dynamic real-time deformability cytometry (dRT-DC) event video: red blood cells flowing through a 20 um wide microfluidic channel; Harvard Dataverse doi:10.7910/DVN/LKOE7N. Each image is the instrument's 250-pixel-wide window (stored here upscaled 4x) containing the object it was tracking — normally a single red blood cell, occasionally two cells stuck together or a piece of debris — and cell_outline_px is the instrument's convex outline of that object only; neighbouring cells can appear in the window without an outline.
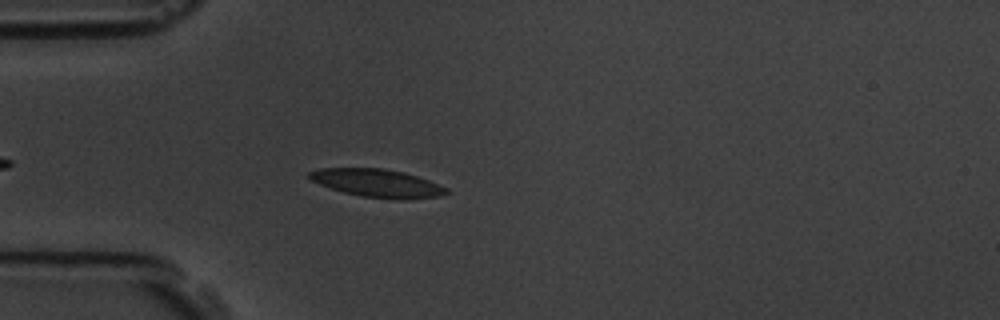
{"species": "common noctule bat (a hibernating species)", "species_latin": "Nyctalus noctula", "temperature_condition": "room temperature", "stored_images_in_passage": 4, "camera_frame_rate_fps": 3000, "um_per_image_px": 0.085, "animal": {"sex": "male", "body_mass_g": 19.5, "forearm_length_mm": 54.6}, "frame": {"image": 1, "passage_image": 4, "time_ms": 4.0, "image_size_px": [1000, 320], "cell_outline_px": [[452, 192], [440, 196], [404, 200], [400, 200], [360, 196], [344, 192], [308, 180], [304, 176], [308, 172], [320, 168], [384, 168], [404, 172], [428, 180], [448, 188]], "centroid_in_image_um": [32.06, 15.57], "position_along_channel_um": 52.9, "area_um2": 22.66}}